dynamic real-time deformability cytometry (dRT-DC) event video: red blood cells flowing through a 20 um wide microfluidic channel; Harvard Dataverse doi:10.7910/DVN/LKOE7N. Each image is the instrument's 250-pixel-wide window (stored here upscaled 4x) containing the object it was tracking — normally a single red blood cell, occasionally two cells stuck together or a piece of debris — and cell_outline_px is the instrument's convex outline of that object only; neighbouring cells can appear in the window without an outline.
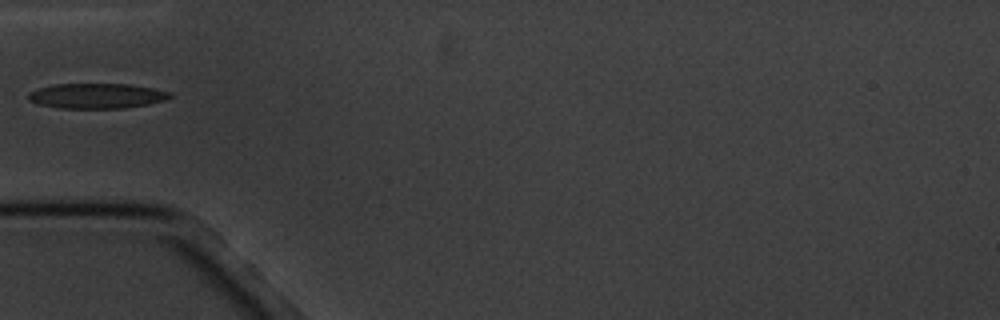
{"species": "common noctule bat (a hibernating species)", "species_latin": "Nyctalus noctula", "temperature_condition": "cold", "stored_images_in_passage": 1, "camera_frame_rate_fps": 3000, "um_per_image_px": 0.085, "animal": {"sex": "male", "body_mass_g": 20.1, "forearm_length_mm": 53.5}, "frame": {"image": 1, "passage_image": 1, "time_ms": 0.0, "image_size_px": [1000, 320], "cell_outline_px": [[172, 96], [164, 100], [148, 104], [124, 108], [56, 108], [36, 104], [28, 100], [28, 92], [52, 84], [132, 84], [152, 88], [168, 92]], "centroid_in_image_um": [8.16, 8.15], "position_along_channel_um": 76.8, "area_um2": 20.75}}